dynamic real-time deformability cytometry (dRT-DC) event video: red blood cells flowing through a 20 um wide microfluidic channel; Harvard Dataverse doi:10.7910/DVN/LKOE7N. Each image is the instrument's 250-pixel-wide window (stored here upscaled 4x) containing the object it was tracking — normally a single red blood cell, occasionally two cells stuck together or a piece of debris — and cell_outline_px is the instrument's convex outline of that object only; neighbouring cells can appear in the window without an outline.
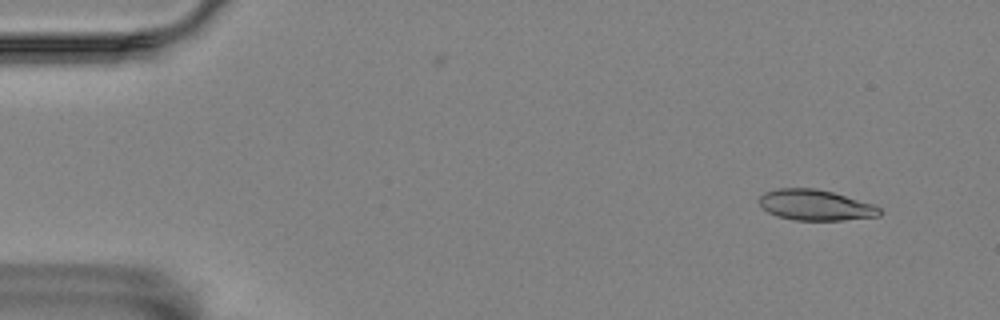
{"species": "Egyptian fruit bat (a non-hibernating species)", "species_latin": "Rousettus aegyptiacus", "temperature_condition": "room temperature", "stored_images_in_passage": 5, "camera_frame_rate_fps": 3000, "um_per_image_px": 0.085, "animal": {"sex": "female"}, "frame": {"image": 1, "passage_image": 1, "time_ms": 0.0, "image_size_px": [1000, 320], "cell_outline_px": [[884, 212], [880, 216], [840, 220], [796, 220], [776, 216], [768, 212], [760, 204], [760, 196], [764, 192], [776, 188], [816, 188], [832, 192], [872, 204], [880, 208]], "centroid_in_image_um": [69.31, 17.43], "position_along_channel_um": 15.7, "area_um2": 21.44}}